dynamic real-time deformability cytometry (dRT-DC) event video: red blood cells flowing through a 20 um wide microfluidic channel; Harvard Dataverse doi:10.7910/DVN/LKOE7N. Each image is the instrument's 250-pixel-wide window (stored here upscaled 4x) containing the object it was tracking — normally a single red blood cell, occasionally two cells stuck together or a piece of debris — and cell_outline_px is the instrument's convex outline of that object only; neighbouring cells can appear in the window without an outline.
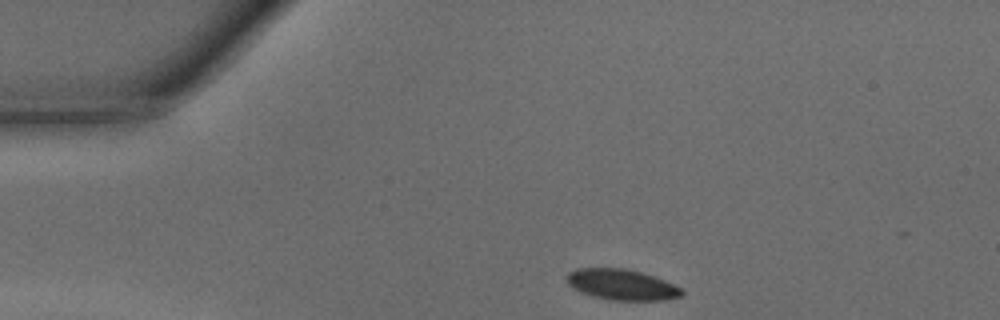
{"species": "common noctule bat (a hibernating species)", "species_latin": "Nyctalus noctula", "temperature_condition": "warm", "stored_images_in_passage": 29, "camera_frame_rate_fps": 3000, "um_per_image_px": 0.085, "animal": {"sex": "male", "body_mass_g": 15.6}, "frame": {"image": 1, "passage_image": 1, "time_ms": 0.0, "image_size_px": [1000, 320], "cell_outline_px": [[684, 292], [680, 296], [660, 300], [612, 300], [592, 296], [580, 292], [572, 288], [568, 284], [564, 276], [568, 272], [576, 268], [624, 268], [640, 272], [664, 280], [680, 288]], "centroid_in_image_um": [52.76, 24.18], "position_along_channel_um": 32.2, "area_um2": 20.52}}
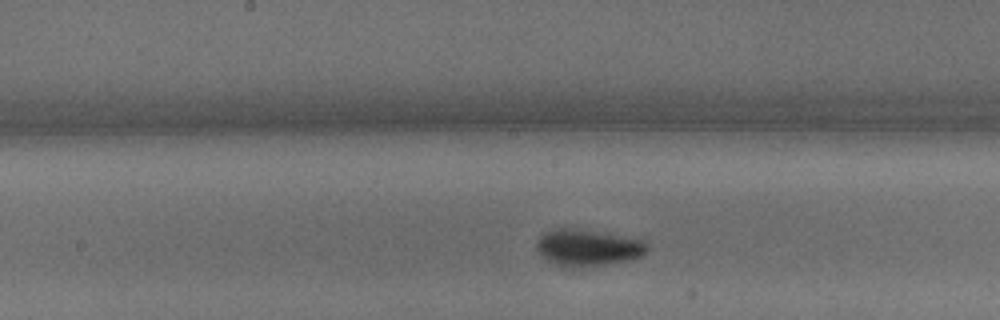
{"frame": {"image": 2, "passage_image": 16, "time_ms": 5.0, "image_size_px": [1000, 320], "cell_outline_px": [[648, 252], [632, 260], [576, 268], [560, 268], [548, 260], [536, 248], [536, 244], [540, 236], [544, 232], [552, 228], [572, 228], [604, 232], [644, 240], [648, 244]], "centroid_in_image_um": [49.97, 21.05], "position_along_channel_um": 198.2, "area_um2": 23.99}}
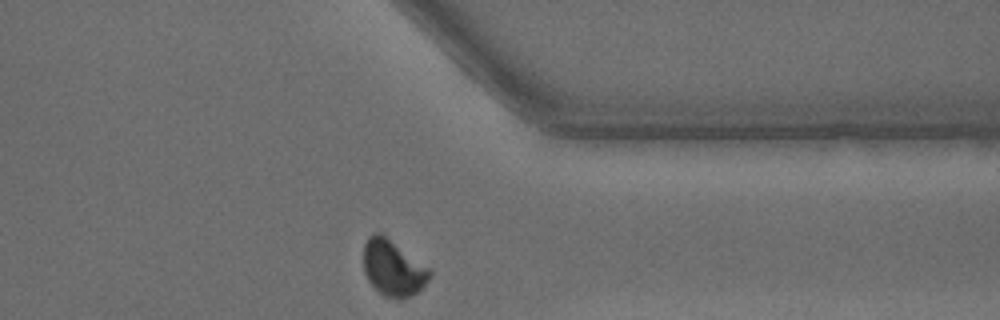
{"frame": {"image": 3, "passage_image": 29, "time_ms": 9.333, "image_size_px": [1000, 320], "cell_outline_px": [[432, 276], [412, 296], [400, 300], [396, 300], [384, 296], [368, 280], [364, 272], [364, 244], [368, 236], [372, 232], [380, 232], [428, 268], [432, 272]], "centroid_in_image_um": [33.39, 22.79], "position_along_channel_um": 378.0, "area_um2": 21.33}, "authors_computed_cell_mechanics": {"area_um2": 22.5998, "velocity_mm_per_s": 4.276, "shape_relaxation_time_tau1_ms": 2.1101, "shape_relaxation_time_tau2_ms": null, "deformation_change_tau1": 0.0926, "deformation_change_tau2": null}}